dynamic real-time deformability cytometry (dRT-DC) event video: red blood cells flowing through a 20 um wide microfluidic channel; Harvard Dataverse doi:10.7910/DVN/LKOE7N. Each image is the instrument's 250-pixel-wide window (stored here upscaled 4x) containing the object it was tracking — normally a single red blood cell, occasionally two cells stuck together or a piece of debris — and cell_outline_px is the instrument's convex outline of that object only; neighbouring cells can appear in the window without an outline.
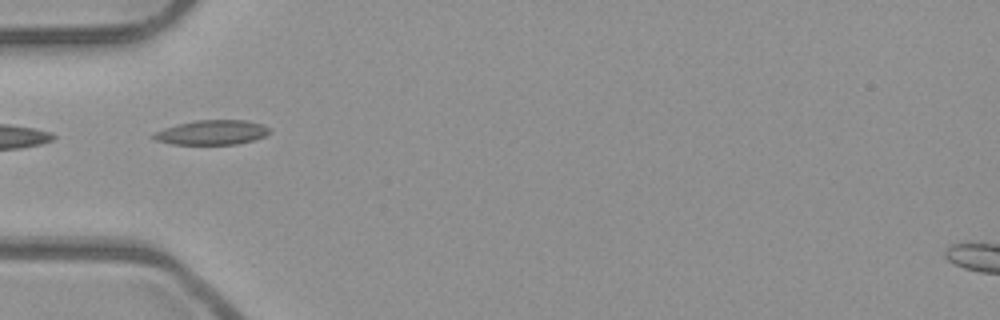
{"species": "common noctule bat (a hibernating species)", "species_latin": "Nyctalus noctula", "temperature_condition": "room temperature", "stored_images_in_passage": 5, "camera_frame_rate_fps": 3000, "um_per_image_px": 0.085, "animal": {"sex": "male", "body_mass_g": 23.1, "forearm_length_mm": 52.7}, "frame": {"image": 1, "passage_image": 2, "time_ms": 0.333, "image_size_px": [1000, 320], "cell_outline_px": [[272, 132], [264, 136], [252, 140], [236, 144], [172, 144], [156, 140], [152, 136], [152, 132], [176, 124], [196, 120], [244, 120], [264, 124], [272, 128]], "centroid_in_image_um": [18.03, 11.24], "position_along_channel_um": 67.0, "area_um2": 16.76}}
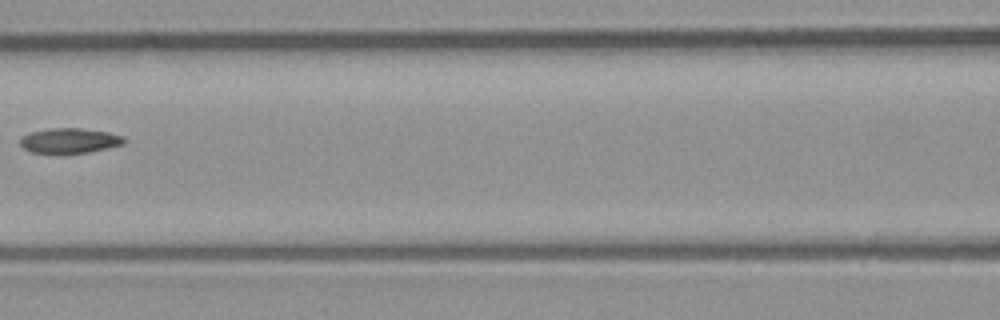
{"frame": {"image": 2, "passage_image": 4, "time_ms": 1.0, "image_size_px": [1000, 320], "cell_outline_px": [[124, 144], [108, 148], [88, 152], [32, 152], [24, 148], [20, 144], [20, 136], [32, 132], [48, 128], [80, 128], [108, 132], [124, 136]], "centroid_in_image_um": [5.92, 11.93], "position_along_channel_um": 160.7, "area_um2": 14.91}}
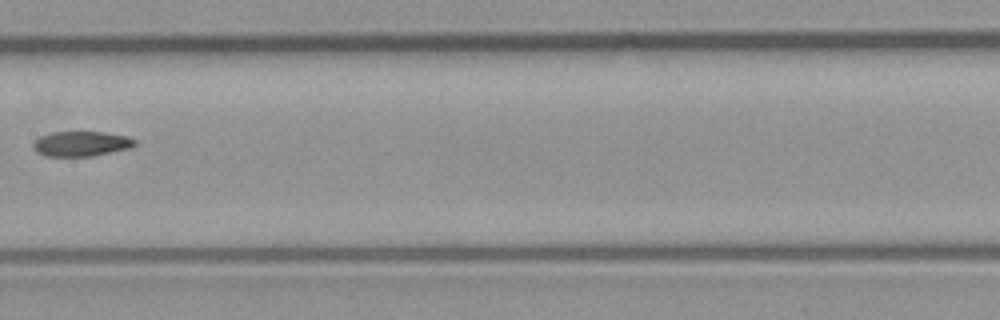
{"frame": {"image": 3, "passage_image": 5, "time_ms": 1.333, "image_size_px": [1000, 320], "cell_outline_px": [[136, 144], [128, 148], [92, 156], [44, 156], [36, 152], [32, 148], [32, 144], [40, 136], [52, 132], [104, 132], [124, 136], [136, 140]], "centroid_in_image_um": [6.84, 12.22], "position_along_channel_um": 200.6, "area_um2": 14.68}}